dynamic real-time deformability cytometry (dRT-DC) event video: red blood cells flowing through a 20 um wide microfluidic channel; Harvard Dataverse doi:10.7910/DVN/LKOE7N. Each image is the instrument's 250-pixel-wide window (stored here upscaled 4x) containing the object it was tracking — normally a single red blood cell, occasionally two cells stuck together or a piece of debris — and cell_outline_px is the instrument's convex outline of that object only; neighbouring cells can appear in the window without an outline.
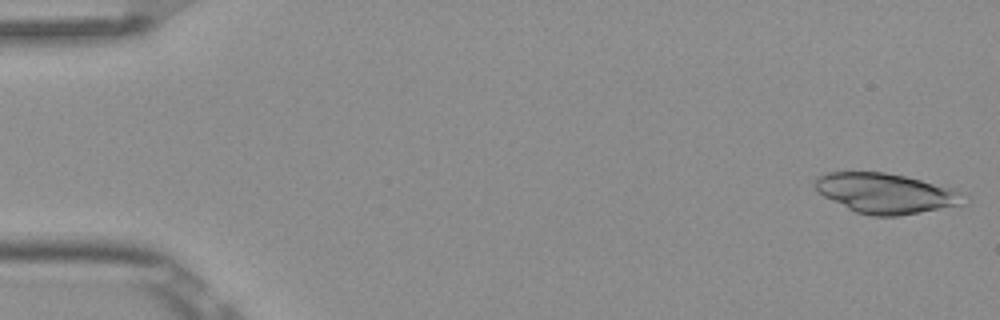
{"species": "Egyptian fruit bat (a non-hibernating species)", "species_latin": "Rousettus aegyptiacus", "temperature_condition": "room temperature", "stored_images_in_passage": 5, "camera_frame_rate_fps": 3000, "um_per_image_px": 0.085, "frame": {"image": 1, "passage_image": 1, "time_ms": 0.0, "image_size_px": [1000, 320], "cell_outline_px": [[972, 196], [968, 204], [896, 216], [872, 216], [856, 212], [816, 192], [812, 184], [816, 176], [828, 172], [884, 172], [904, 176], [956, 188], [968, 192]], "centroid_in_image_um": [75.4, 16.43], "position_along_channel_um": 9.6, "area_um2": 35.55}}